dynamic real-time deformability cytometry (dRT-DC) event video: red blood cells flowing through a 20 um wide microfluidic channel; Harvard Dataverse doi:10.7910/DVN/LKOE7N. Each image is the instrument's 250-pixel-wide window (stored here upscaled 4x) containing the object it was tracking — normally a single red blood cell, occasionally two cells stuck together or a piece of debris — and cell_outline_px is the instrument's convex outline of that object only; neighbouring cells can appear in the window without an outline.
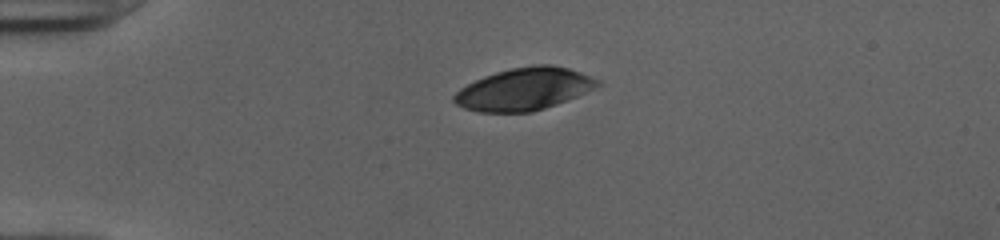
{"species": "human", "species_latin": "Homo sapiens", "temperature_condition": "cold", "stored_images_in_passage": 40, "camera_frame_rate_fps": 3000, "um_per_image_px": 0.085, "donor": {"sex": "female"}, "frame": {"image": 1, "passage_image": 1, "time_ms": 0.0, "image_size_px": [1000, 240], "cell_outline_px": [[600, 84], [596, 88], [556, 104], [532, 112], [476, 112], [464, 108], [456, 104], [452, 100], [452, 96], [460, 88], [484, 76], [496, 72], [512, 68], [532, 64], [552, 64], [568, 68], [580, 72], [600, 80]], "centroid_in_image_um": [44.53, 7.57], "position_along_channel_um": 40.5, "area_um2": 35.37}}
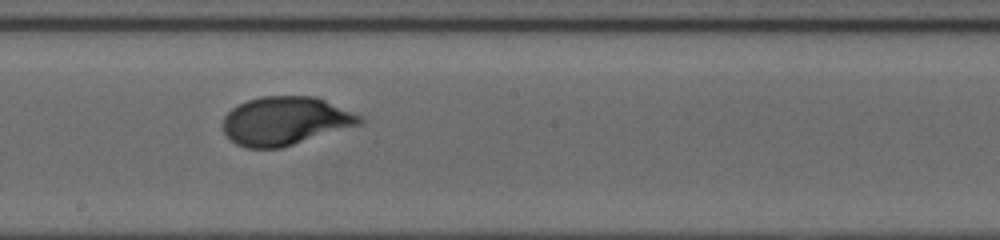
{"frame": {"image": 2, "passage_image": 18, "time_ms": 5.667, "image_size_px": [1000, 240], "cell_outline_px": [[364, 124], [280, 148], [248, 148], [236, 144], [224, 132], [224, 116], [232, 108], [248, 100], [264, 96], [316, 96], [360, 116], [364, 120]], "centroid_in_image_um": [24.27, 10.28], "position_along_channel_um": 223.9, "area_um2": 38.38}}
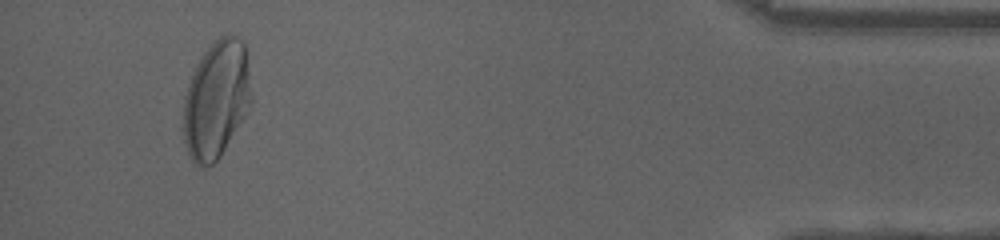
{"frame": {"image": 3, "passage_image": 37, "time_ms": 12.0, "image_size_px": [1000, 240], "cell_outline_px": [[252, 100], [248, 112], [220, 156], [212, 164], [204, 168], [196, 168], [188, 156], [184, 140], [184, 96], [192, 76], [204, 52], [220, 36], [228, 32], [244, 40], [248, 52], [252, 96]], "centroid_in_image_um": [18.43, 8.46], "position_along_channel_um": 416.8, "area_um2": 47.16}, "authors_computed_cell_mechanics": {"area_um2": 38.437, "velocity_mm_per_s": 3.9858, "shape_relaxation_time_tau1_ms": 2.8544, "shape_relaxation_time_tau2_ms": null, "deformation_change_tau1": 0.16, "deformation_change_tau2": null}}